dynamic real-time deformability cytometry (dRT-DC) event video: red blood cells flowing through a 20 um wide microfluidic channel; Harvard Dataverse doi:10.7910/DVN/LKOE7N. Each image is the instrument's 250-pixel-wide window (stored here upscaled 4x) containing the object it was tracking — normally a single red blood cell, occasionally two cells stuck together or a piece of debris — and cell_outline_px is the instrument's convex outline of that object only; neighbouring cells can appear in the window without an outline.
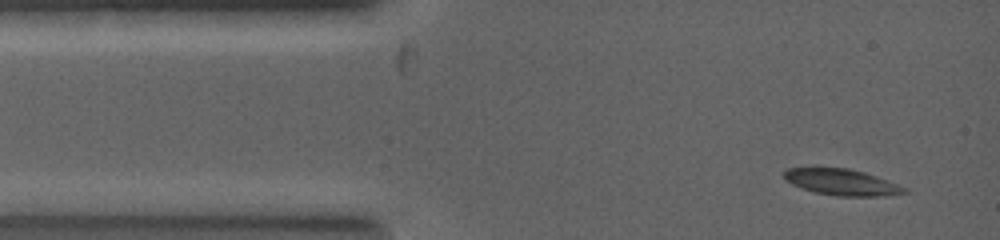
{"species": "common noctule bat (a hibernating species)", "species_latin": "Nyctalus noctula", "temperature_condition": "warm", "stored_images_in_passage": 12, "camera_frame_rate_fps": 5000, "um_per_image_px": 0.085, "animal": {"sex": "female", "body_mass_g": 19.0, "forearm_length_mm": 53.3}, "frame": {"image": 1, "passage_image": 1, "time_ms": 0.0, "image_size_px": [1000, 240], "cell_outline_px": [[908, 192], [880, 196], [836, 196], [816, 192], [800, 188], [784, 180], [784, 172], [788, 168], [816, 164], [848, 168], [864, 172], [876, 176], [908, 188]], "centroid_in_image_um": [71.44, 15.43], "position_along_channel_um": 13.6, "area_um2": 19.13}}